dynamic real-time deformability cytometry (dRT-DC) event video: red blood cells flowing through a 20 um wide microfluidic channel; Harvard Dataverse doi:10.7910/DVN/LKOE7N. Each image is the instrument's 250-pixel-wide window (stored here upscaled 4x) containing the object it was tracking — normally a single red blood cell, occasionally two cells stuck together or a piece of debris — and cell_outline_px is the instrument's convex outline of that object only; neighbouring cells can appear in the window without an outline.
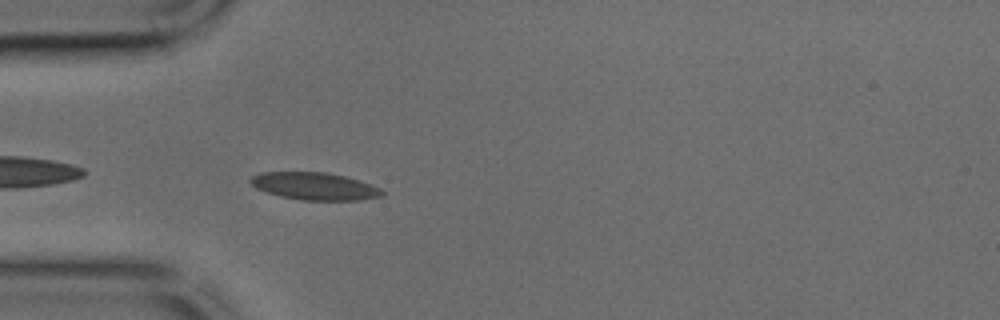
{"species": "common noctule bat (a hibernating species)", "species_latin": "Nyctalus noctula", "temperature_condition": "cold", "stored_images_in_passage": 34, "camera_frame_rate_fps": 3000, "um_per_image_px": 0.085, "animal": {"sex": "male", "body_mass_g": 17.9, "forearm_length_mm": 54.2}, "frame": {"image": 1, "passage_image": 2, "time_ms": 0.333, "image_size_px": [1000, 320], "cell_outline_px": [[384, 192], [380, 196], [360, 200], [300, 200], [280, 196], [264, 192], [256, 188], [248, 180], [252, 176], [260, 172], [328, 172], [344, 176], [380, 188]], "centroid_in_image_um": [26.67, 15.82], "position_along_channel_um": 58.3, "area_um2": 20.92}}
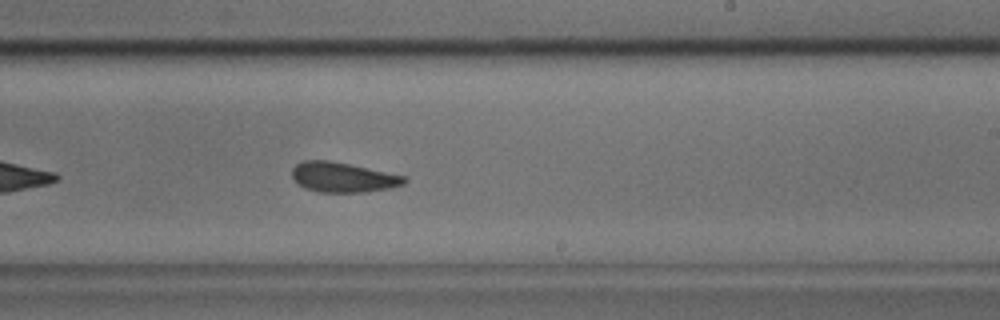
{"frame": {"image": 2, "passage_image": 16, "time_ms": 5.0, "image_size_px": [1000, 320], "cell_outline_px": [[408, 180], [404, 184], [392, 188], [364, 192], [320, 192], [296, 184], [292, 176], [292, 168], [296, 164], [304, 160], [328, 160], [408, 176]], "centroid_in_image_um": [29.18, 15.07], "position_along_channel_um": 259.8, "area_um2": 19.65}}
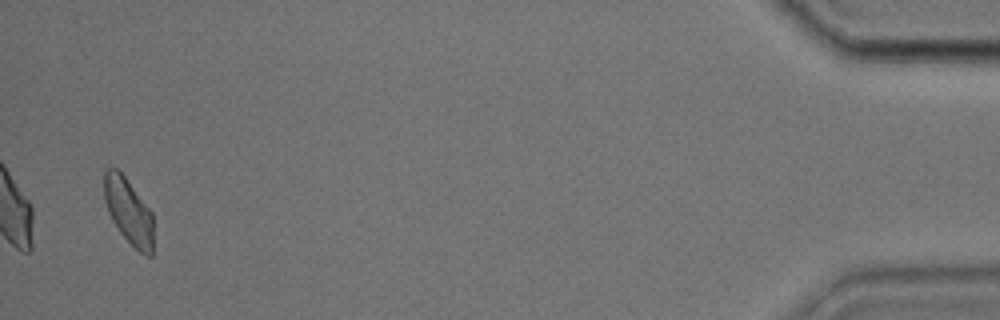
{"frame": {"image": 3, "passage_image": 33, "time_ms": 10.667, "image_size_px": [1000, 320], "cell_outline_px": [[152, 256], [148, 256], [140, 252], [120, 232], [112, 220], [108, 212], [104, 200], [104, 172], [108, 168], [116, 168], [124, 176], [152, 212]], "centroid_in_image_um": [10.91, 17.94], "position_along_channel_um": 424.3, "area_um2": 18.5}}